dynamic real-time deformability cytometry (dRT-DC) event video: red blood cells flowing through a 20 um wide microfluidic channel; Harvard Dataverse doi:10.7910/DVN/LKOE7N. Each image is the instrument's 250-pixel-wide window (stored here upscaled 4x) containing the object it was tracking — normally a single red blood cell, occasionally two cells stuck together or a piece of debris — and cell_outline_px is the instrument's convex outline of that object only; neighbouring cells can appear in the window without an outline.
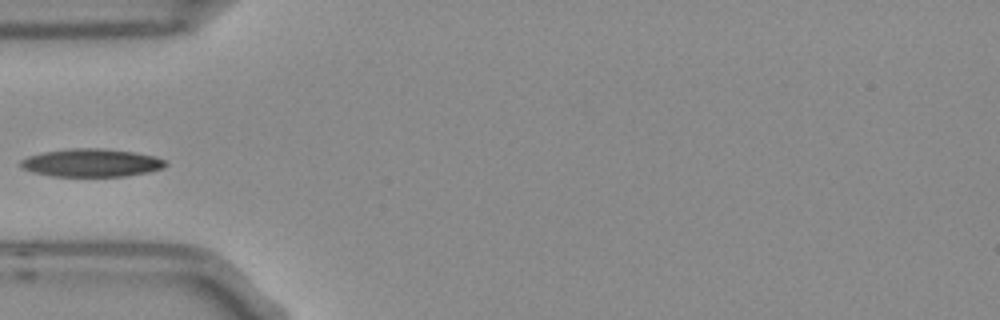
{"species": "Egyptian fruit bat (a non-hibernating species)", "species_latin": "Rousettus aegyptiacus", "temperature_condition": "room temperature", "stored_images_in_passage": 6, "camera_frame_rate_fps": 3000, "um_per_image_px": 0.085, "frame": {"image": 1, "passage_image": 5, "time_ms": 1.333, "image_size_px": [1000, 320], "cell_outline_px": [[168, 164], [164, 168], [148, 172], [124, 176], [52, 176], [32, 172], [20, 168], [20, 160], [28, 156], [44, 152], [72, 148], [100, 148], [132, 152], [156, 156], [168, 160]], "centroid_in_image_um": [7.79, 13.84], "position_along_channel_um": 77.2, "area_um2": 23.76}}
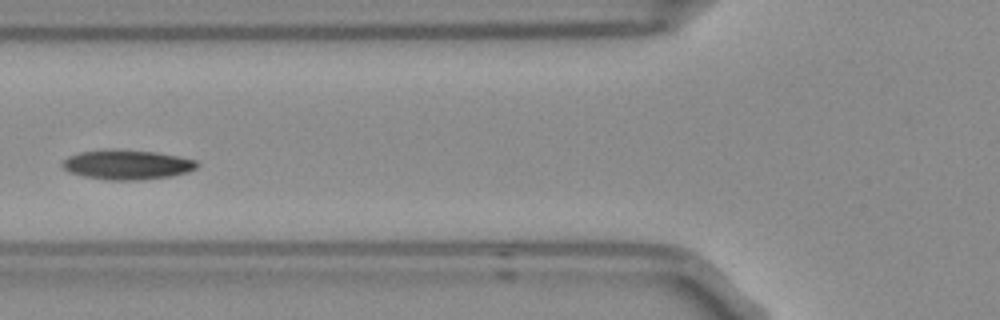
{"frame": {"image": 2, "passage_image": 6, "time_ms": 1.667, "image_size_px": [1000, 320], "cell_outline_px": [[200, 164], [196, 168], [188, 172], [172, 176], [136, 180], [108, 180], [84, 176], [68, 172], [60, 164], [68, 156], [80, 152], [108, 148], [116, 148], [156, 152], [196, 160]], "centroid_in_image_um": [10.78, 13.98], "position_along_channel_um": 115.0, "area_um2": 23.52}}